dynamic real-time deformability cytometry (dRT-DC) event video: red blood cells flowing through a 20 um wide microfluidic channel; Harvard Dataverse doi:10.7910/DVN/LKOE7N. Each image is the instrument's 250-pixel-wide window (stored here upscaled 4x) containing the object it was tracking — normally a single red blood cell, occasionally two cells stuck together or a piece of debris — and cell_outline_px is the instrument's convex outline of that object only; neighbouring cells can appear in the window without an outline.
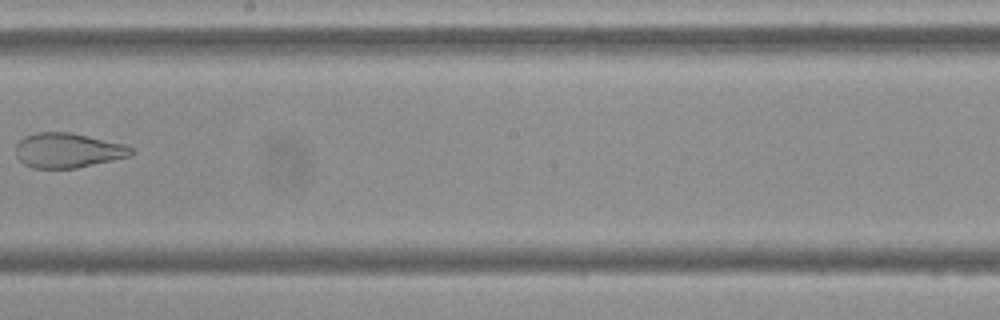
{"species": "Egyptian fruit bat (a non-hibernating species)", "species_latin": "Rousettus aegyptiacus", "temperature_condition": "cold", "stored_images_in_passage": 6, "camera_frame_rate_fps": 3000, "um_per_image_px": 0.085, "frame": {"image": 1, "passage_image": 5, "time_ms": 5.0, "image_size_px": [1000, 320], "cell_outline_px": [[132, 156], [76, 168], [32, 168], [24, 164], [16, 156], [16, 144], [24, 136], [36, 132], [68, 132], [88, 136], [124, 144], [132, 148]], "centroid_in_image_um": [5.74, 12.78], "position_along_channel_um": 242.5, "area_um2": 23.35}}